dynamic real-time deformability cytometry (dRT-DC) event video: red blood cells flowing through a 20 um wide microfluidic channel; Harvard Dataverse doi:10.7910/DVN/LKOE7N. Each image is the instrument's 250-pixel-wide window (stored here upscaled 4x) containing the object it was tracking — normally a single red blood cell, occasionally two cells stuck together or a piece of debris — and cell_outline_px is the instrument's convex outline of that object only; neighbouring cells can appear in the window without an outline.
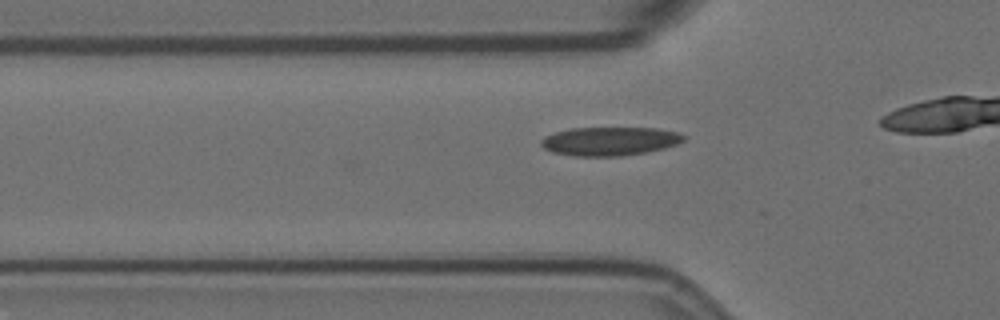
{"species": "Egyptian fruit bat (a non-hibernating species)", "species_latin": "Rousettus aegyptiacus", "temperature_condition": "room temperature", "stored_images_in_passage": 10, "camera_frame_rate_fps": 3000, "um_per_image_px": 0.085, "animal": {"sex": "female"}, "frame": {"image": 1, "passage_image": 4, "time_ms": 1.0, "image_size_px": [1000, 320], "cell_outline_px": [[688, 136], [684, 140], [676, 144], [664, 148], [644, 152], [620, 156], [572, 156], [552, 152], [544, 148], [540, 144], [540, 140], [544, 136], [568, 128], [656, 128], [676, 132]], "centroid_in_image_um": [51.79, 12.0], "position_along_channel_um": 74.0, "area_um2": 23.81}}
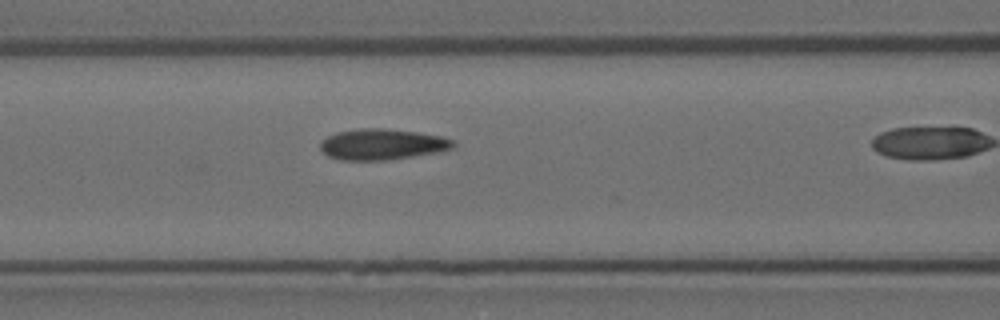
{"frame": {"image": 2, "passage_image": 9, "time_ms": 2.667, "image_size_px": [1000, 320], "cell_outline_px": [[456, 144], [452, 148], [436, 152], [388, 160], [340, 160], [328, 156], [320, 148], [320, 140], [336, 132], [360, 128], [384, 128], [416, 132], [440, 136], [456, 140]], "centroid_in_image_um": [32.46, 12.26], "position_along_channel_um": 134.1, "area_um2": 23.93}}